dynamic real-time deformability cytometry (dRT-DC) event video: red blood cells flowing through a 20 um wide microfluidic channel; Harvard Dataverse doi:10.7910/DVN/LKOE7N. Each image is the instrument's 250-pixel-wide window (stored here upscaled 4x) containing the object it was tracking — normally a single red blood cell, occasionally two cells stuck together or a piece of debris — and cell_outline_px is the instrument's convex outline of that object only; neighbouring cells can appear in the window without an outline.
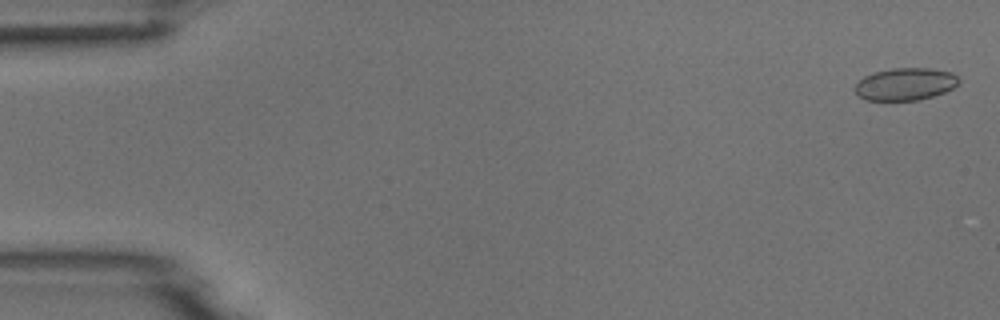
{"species": "common noctule bat (a hibernating species)", "species_latin": "Nyctalus noctula", "temperature_condition": "room temperature", "stored_images_in_passage": 5, "camera_frame_rate_fps": 3000, "um_per_image_px": 0.085, "animal": {"sex": "male", "body_mass_g": 18.8}, "frame": {"image": 1, "passage_image": 1, "time_ms": 0.0, "image_size_px": [1000, 320], "cell_outline_px": [[960, 80], [952, 88], [944, 92], [920, 100], [864, 100], [856, 96], [856, 84], [864, 76], [872, 72], [892, 68], [928, 68], [952, 72]], "centroid_in_image_um": [76.92, 7.15], "position_along_channel_um": 8.1, "area_um2": 19.59}}
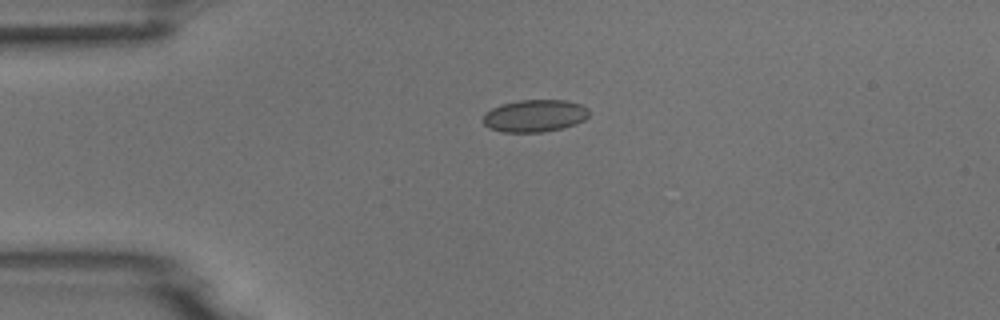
{"frame": {"image": 2, "passage_image": 4, "time_ms": 3.667, "image_size_px": [1000, 320], "cell_outline_px": [[588, 116], [584, 120], [576, 124], [564, 128], [544, 132], [500, 132], [488, 128], [484, 124], [484, 112], [500, 104], [520, 100], [564, 100], [580, 104], [588, 108]], "centroid_in_image_um": [45.44, 9.85], "position_along_channel_um": 39.6, "area_um2": 20.11}}